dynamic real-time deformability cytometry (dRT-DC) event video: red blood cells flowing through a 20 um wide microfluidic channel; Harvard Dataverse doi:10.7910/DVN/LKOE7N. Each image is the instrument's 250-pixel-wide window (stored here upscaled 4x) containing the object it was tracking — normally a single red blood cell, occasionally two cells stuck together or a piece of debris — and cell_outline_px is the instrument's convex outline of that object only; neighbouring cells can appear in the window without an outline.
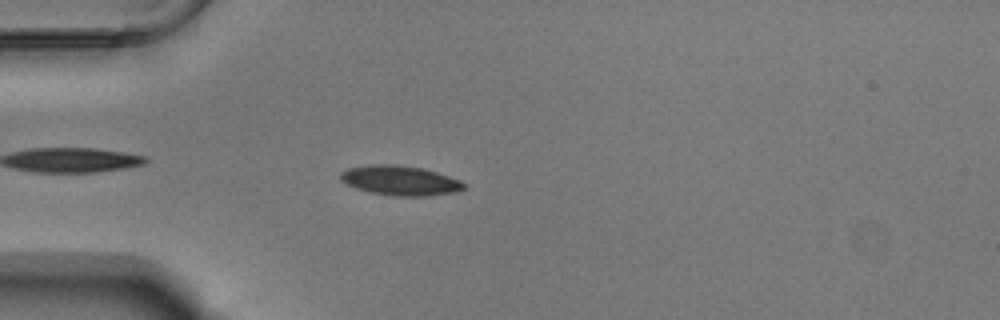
{"species": "Egyptian fruit bat (a non-hibernating species)", "species_latin": "Rousettus aegyptiacus", "temperature_condition": "warm", "stored_images_in_passage": 44, "camera_frame_rate_fps": 3000, "um_per_image_px": 0.085, "animal": {"sex": "male"}, "frame": {"image": 1, "passage_image": 5, "time_ms": 1.333, "image_size_px": [1000, 320], "cell_outline_px": [[464, 188], [456, 192], [424, 196], [392, 196], [368, 192], [356, 188], [340, 180], [340, 172], [348, 168], [372, 164], [392, 164], [420, 168], [436, 172], [460, 180], [464, 184]], "centroid_in_image_um": [33.97, 15.35], "position_along_channel_um": 51.0, "area_um2": 21.21}}
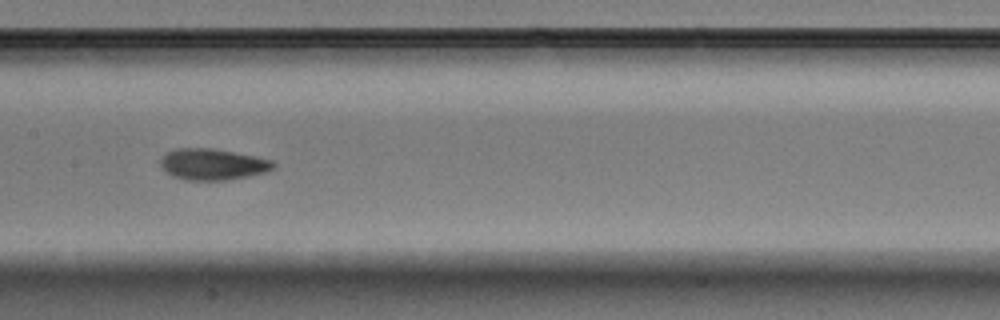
{"frame": {"image": 2, "passage_image": 17, "time_ms": 5.333, "image_size_px": [1000, 320], "cell_outline_px": [[276, 168], [268, 172], [228, 180], [188, 180], [172, 176], [160, 164], [160, 160], [168, 152], [176, 148], [212, 148], [256, 156], [272, 160], [276, 164]], "centroid_in_image_um": [18.14, 13.97], "position_along_channel_um": 189.3, "area_um2": 20.58}}
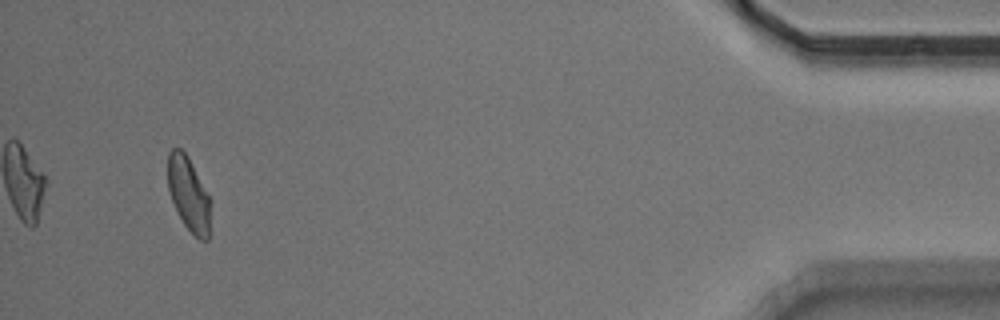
{"frame": {"image": 3, "passage_image": 41, "time_ms": 13.333, "image_size_px": [1000, 320], "cell_outline_px": [[212, 200], [208, 240], [200, 240], [184, 224], [172, 200], [168, 188], [168, 152], [172, 148], [180, 148], [188, 156]], "centroid_in_image_um": [16.07, 16.48], "position_along_channel_um": 419.1, "area_um2": 18.5}, "authors_computed_cell_mechanics": {"area_um2": 19.7965, "velocity_mm_per_s": 3.7517, "shape_relaxation_time_tau1_ms": 3.3533, "shape_relaxation_time_tau2_ms": 1.9663, "deformation_change_tau1": 0.1231, "deformation_change_tau2": 0.0657}}